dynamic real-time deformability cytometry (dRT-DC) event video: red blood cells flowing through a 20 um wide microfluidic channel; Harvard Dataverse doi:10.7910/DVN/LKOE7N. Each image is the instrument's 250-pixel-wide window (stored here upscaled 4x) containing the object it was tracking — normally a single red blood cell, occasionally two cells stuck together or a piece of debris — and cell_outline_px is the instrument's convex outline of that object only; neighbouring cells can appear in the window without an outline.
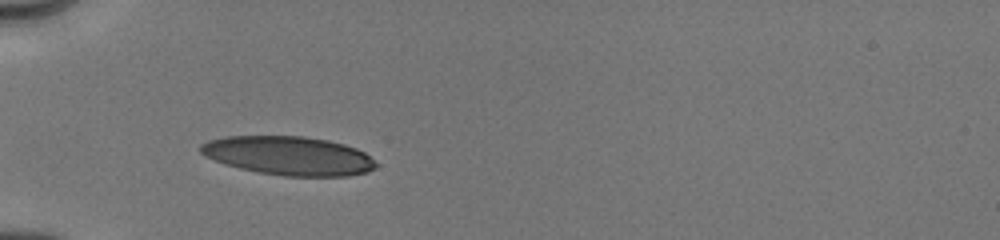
{"species": "human", "species_latin": "Homo sapiens", "temperature_condition": "cold", "stored_images_in_passage": 2, "camera_frame_rate_fps": 3000, "um_per_image_px": 0.085, "donor": {"sex": "male"}, "frame": {"image": 1, "passage_image": 1, "time_ms": 0.0, "image_size_px": [1000, 240], "cell_outline_px": [[376, 168], [368, 172], [348, 176], [284, 176], [260, 172], [240, 168], [224, 164], [204, 156], [200, 152], [200, 144], [208, 140], [224, 136], [304, 136], [328, 140], [344, 144], [356, 148], [364, 152], [376, 164]], "centroid_in_image_um": [24.51, 13.23], "position_along_channel_um": 60.5, "area_um2": 39.71}}